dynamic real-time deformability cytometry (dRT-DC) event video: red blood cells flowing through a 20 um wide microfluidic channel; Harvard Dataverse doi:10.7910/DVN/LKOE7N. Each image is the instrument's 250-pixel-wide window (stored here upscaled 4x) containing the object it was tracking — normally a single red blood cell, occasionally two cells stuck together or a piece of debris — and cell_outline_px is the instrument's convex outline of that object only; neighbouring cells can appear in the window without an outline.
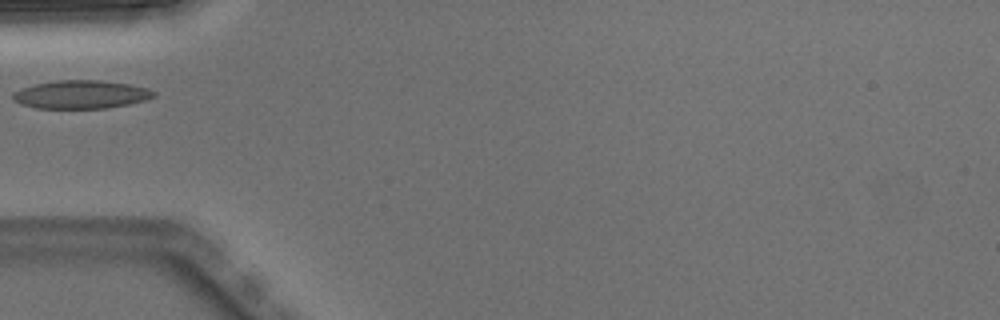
{"species": "Egyptian fruit bat (a non-hibernating species)", "species_latin": "Rousettus aegyptiacus", "temperature_condition": "warm", "stored_images_in_passage": 1, "camera_frame_rate_fps": 3000, "um_per_image_px": 0.085, "animal": {"sex": "male"}, "frame": {"image": 1, "passage_image": 1, "time_ms": 0.0, "image_size_px": [1000, 320], "cell_outline_px": [[156, 96], [144, 100], [128, 104], [104, 108], [36, 108], [20, 104], [12, 96], [16, 92], [24, 88], [36, 84], [56, 80], [100, 80], [128, 84], [148, 88], [156, 92]], "centroid_in_image_um": [6.93, 8.03], "position_along_channel_um": 78.1, "area_um2": 22.89}}